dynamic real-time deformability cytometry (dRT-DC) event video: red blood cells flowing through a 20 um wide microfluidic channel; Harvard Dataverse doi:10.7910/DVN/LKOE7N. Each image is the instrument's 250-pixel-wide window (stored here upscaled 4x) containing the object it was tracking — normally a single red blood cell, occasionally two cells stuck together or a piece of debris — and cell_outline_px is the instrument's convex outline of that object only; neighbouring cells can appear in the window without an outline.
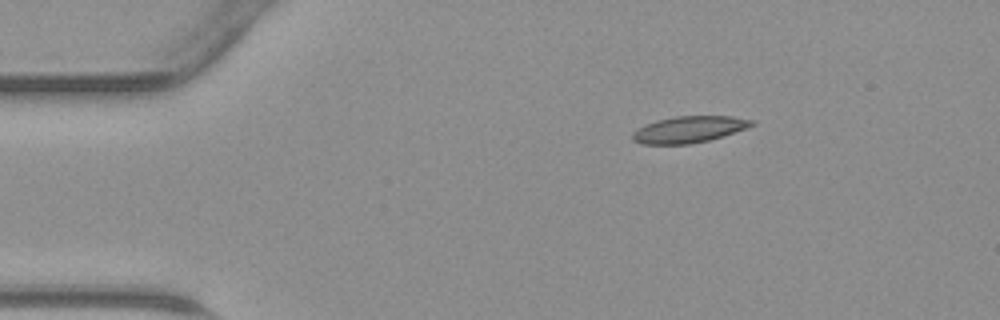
{"species": "common noctule bat (a hibernating species)", "species_latin": "Nyctalus noctula", "temperature_condition": "warm", "stored_images_in_passage": 39, "camera_frame_rate_fps": 3000, "um_per_image_px": 0.085, "animal": {"sex": "male", "body_mass_g": 23.1, "forearm_length_mm": 52.7}, "frame": {"image": 1, "passage_image": 1, "time_ms": 0.0, "image_size_px": [1000, 320], "cell_outline_px": [[756, 124], [748, 128], [724, 136], [708, 140], [688, 144], [640, 144], [632, 140], [632, 132], [644, 124], [656, 120], [676, 116], [732, 116], [756, 120]], "centroid_in_image_um": [58.58, 10.99], "position_along_channel_um": 26.4, "area_um2": 18.67}}
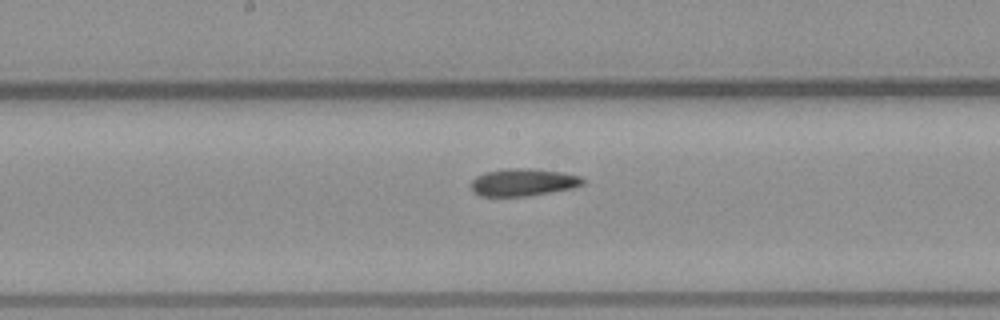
{"frame": {"image": 2, "passage_image": 17, "time_ms": 5.333, "image_size_px": [1000, 320], "cell_outline_px": [[584, 184], [572, 188], [528, 196], [480, 196], [472, 188], [472, 180], [476, 176], [484, 172], [508, 168], [528, 168], [560, 172], [580, 176], [584, 180]], "centroid_in_image_um": [44.46, 15.49], "position_along_channel_um": 203.7, "area_um2": 17.69}}
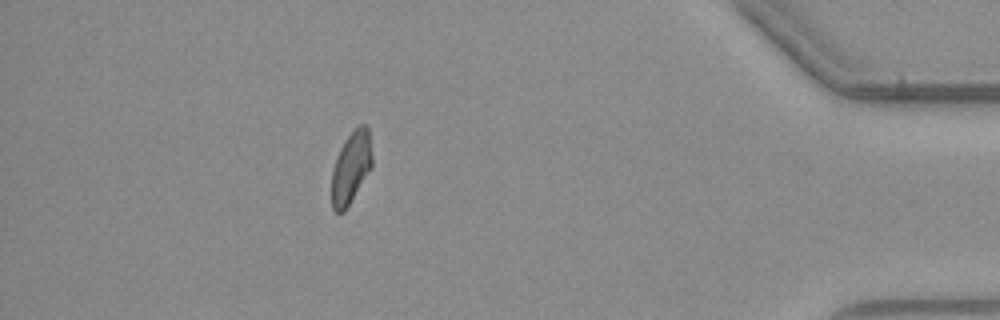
{"frame": {"image": 3, "passage_image": 34, "time_ms": 11.0, "image_size_px": [1000, 320], "cell_outline_px": [[372, 168], [344, 212], [336, 212], [332, 208], [332, 172], [336, 156], [340, 148], [348, 136], [360, 124], [364, 124], [368, 128], [372, 156]], "centroid_in_image_um": [29.84, 14.26], "position_along_channel_um": 405.4, "area_um2": 16.82}}